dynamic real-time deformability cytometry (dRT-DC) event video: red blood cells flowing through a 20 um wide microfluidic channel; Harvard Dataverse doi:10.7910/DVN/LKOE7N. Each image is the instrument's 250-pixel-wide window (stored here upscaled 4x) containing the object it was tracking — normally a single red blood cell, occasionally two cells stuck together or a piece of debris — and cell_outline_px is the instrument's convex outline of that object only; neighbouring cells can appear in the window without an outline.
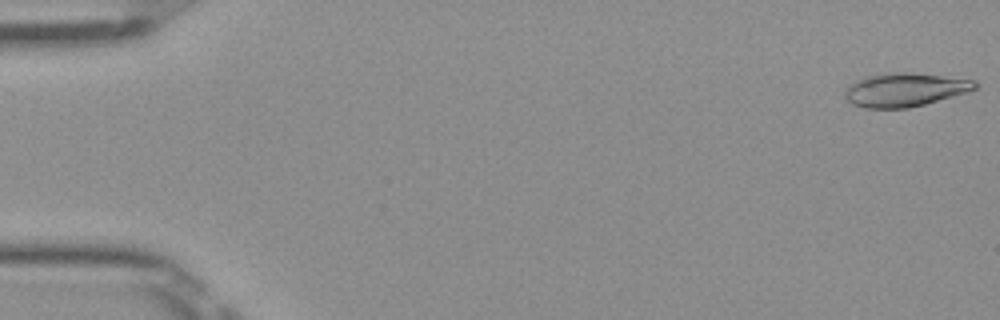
{"species": "Egyptian fruit bat (a non-hibernating species)", "species_latin": "Rousettus aegyptiacus", "temperature_condition": "room temperature", "stored_images_in_passage": 29, "camera_frame_rate_fps": 3000, "um_per_image_px": 0.085, "frame": {"image": 1, "passage_image": 1, "time_ms": 0.0, "image_size_px": [1000, 320], "cell_outline_px": [[976, 88], [968, 92], [924, 104], [908, 108], [864, 108], [852, 104], [844, 96], [844, 88], [848, 84], [864, 76], [896, 72], [908, 72], [976, 80]], "centroid_in_image_um": [76.85, 7.63], "position_along_channel_um": 8.1, "area_um2": 25.49}}
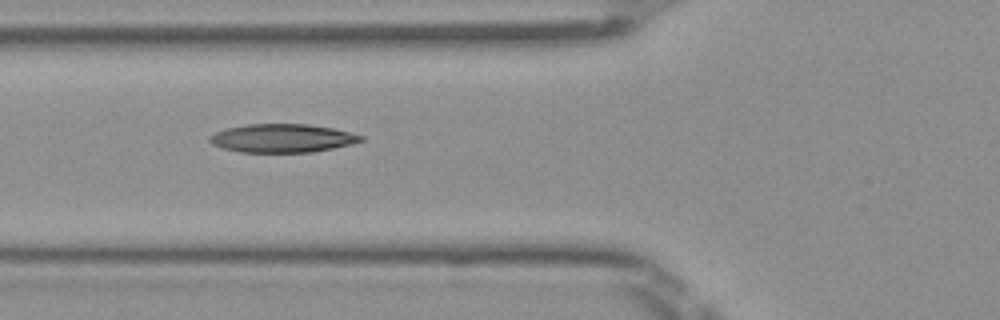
{"frame": {"image": 2, "passage_image": 19, "time_ms": 6.0, "image_size_px": [1000, 320], "cell_outline_px": [[364, 140], [352, 144], [312, 152], [240, 152], [224, 148], [212, 144], [208, 140], [208, 136], [224, 128], [248, 124], [308, 124], [332, 128], [364, 136]], "centroid_in_image_um": [23.97, 11.74], "position_along_channel_um": 101.8, "area_um2": 25.03}}
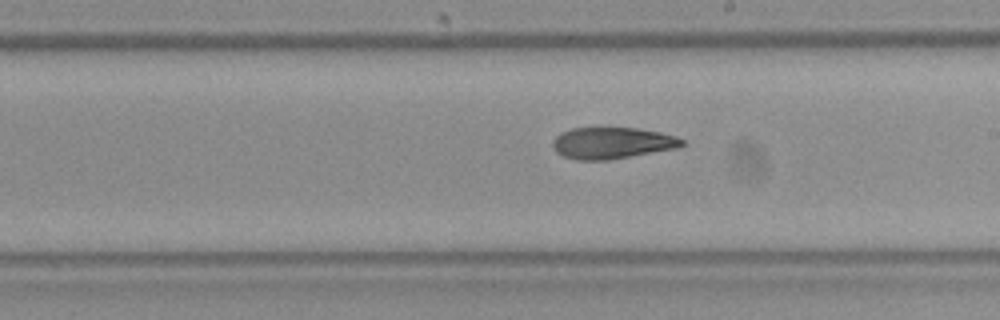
{"frame": {"image": 3, "passage_image": 29, "time_ms": 9.333, "image_size_px": [1000, 320], "cell_outline_px": [[684, 144], [676, 148], [608, 160], [576, 160], [564, 156], [556, 152], [552, 144], [552, 140], [560, 132], [572, 128], [636, 128], [660, 132], [676, 136], [684, 140]], "centroid_in_image_um": [52.0, 12.15], "position_along_channel_um": 237.0, "area_um2": 23.64}}